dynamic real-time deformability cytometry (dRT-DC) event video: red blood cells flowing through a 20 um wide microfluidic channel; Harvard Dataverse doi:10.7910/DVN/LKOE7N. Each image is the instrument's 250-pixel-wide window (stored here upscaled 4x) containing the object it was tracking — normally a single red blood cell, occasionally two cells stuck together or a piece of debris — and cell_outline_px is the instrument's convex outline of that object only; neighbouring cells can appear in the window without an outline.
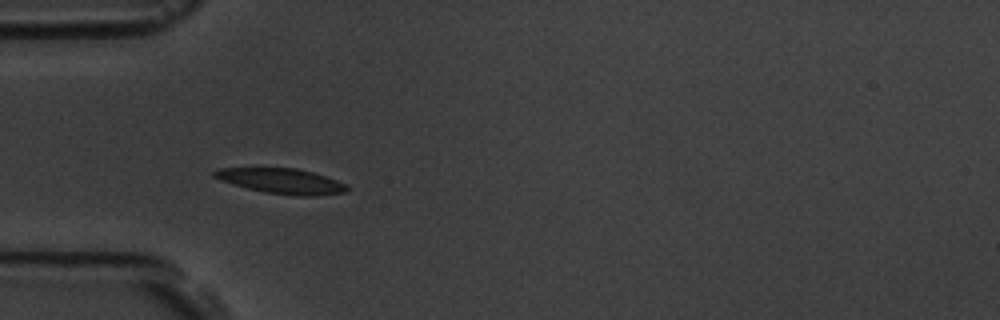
{"species": "common noctule bat (a hibernating species)", "species_latin": "Nyctalus noctula", "temperature_condition": "room temperature", "stored_images_in_passage": 11, "camera_frame_rate_fps": 3000, "um_per_image_px": 0.085, "animal": {"sex": "male", "body_mass_g": 19.5, "forearm_length_mm": 54.6}, "frame": {"image": 1, "passage_image": 4, "time_ms": 1.0, "image_size_px": [1000, 320], "cell_outline_px": [[348, 192], [316, 196], [296, 196], [264, 192], [248, 188], [220, 180], [212, 176], [212, 172], [220, 168], [296, 168], [312, 172], [348, 184]], "centroid_in_image_um": [23.96, 15.4], "position_along_channel_um": 61.0, "area_um2": 19.48}}
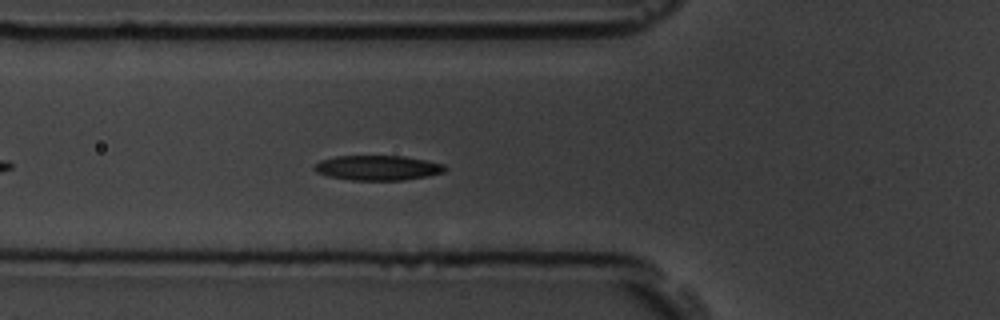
{"frame": {"image": 2, "passage_image": 7, "time_ms": 2.0, "image_size_px": [1000, 320], "cell_outline_px": [[448, 168], [444, 172], [428, 176], [404, 180], [352, 180], [328, 176], [316, 172], [312, 168], [320, 160], [336, 156], [404, 156], [444, 164]], "centroid_in_image_um": [32.11, 14.26], "position_along_channel_um": 93.7, "area_um2": 18.96}}